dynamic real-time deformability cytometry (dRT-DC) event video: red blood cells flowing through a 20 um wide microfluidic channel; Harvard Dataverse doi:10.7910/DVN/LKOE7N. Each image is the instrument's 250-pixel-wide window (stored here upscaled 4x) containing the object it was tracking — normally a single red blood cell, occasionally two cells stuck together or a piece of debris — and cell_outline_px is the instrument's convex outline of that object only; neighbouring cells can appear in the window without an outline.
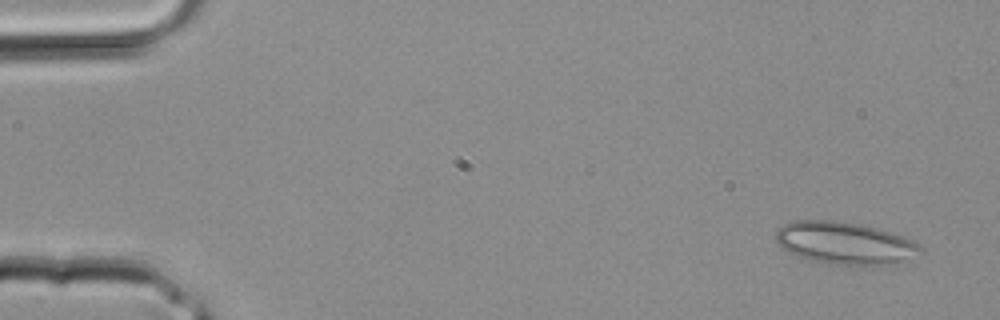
{"species": "common noctule bat (a hibernating species)", "species_latin": "Nyctalus noctula", "temperature_condition": "room temperature", "stored_images_in_passage": 3, "camera_frame_rate_fps": 3000, "um_per_image_px": 0.085, "animal": {"sex": "male", "body_mass_g": 20.4}, "frame": {"image": 1, "passage_image": 1, "time_ms": 0.0, "image_size_px": [1000, 320], "cell_outline_px": [[924, 252], [896, 264], [824, 264], [800, 256], [784, 248], [776, 240], [776, 232], [784, 224], [792, 220], [836, 220], [860, 224], [892, 232], [924, 248]], "centroid_in_image_um": [71.82, 20.65], "position_along_channel_um": 13.2, "area_um2": 35.2}}